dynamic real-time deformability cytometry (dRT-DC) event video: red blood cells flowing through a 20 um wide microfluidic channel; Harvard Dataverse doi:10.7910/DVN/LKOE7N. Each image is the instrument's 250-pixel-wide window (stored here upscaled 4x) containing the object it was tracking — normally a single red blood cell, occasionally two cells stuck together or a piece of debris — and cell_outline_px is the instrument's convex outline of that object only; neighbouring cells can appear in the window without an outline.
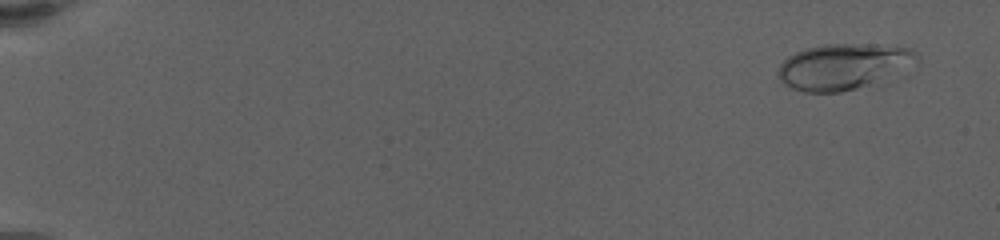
{"species": "human", "species_latin": "Homo sapiens", "temperature_condition": "warm", "stored_images_in_passage": 44, "camera_frame_rate_fps": 3000, "um_per_image_px": 0.085, "donor": {"sex": "female"}, "frame": {"image": 1, "passage_image": 4, "time_ms": 1.0, "image_size_px": [1000, 240], "cell_outline_px": [[920, 60], [856, 88], [840, 92], [804, 92], [792, 88], [784, 84], [776, 76], [776, 72], [780, 64], [788, 56], [796, 52], [808, 48], [828, 44], [864, 44], [912, 48]], "centroid_in_image_um": [71.55, 5.64], "position_along_channel_um": 13.4, "area_um2": 35.89}}
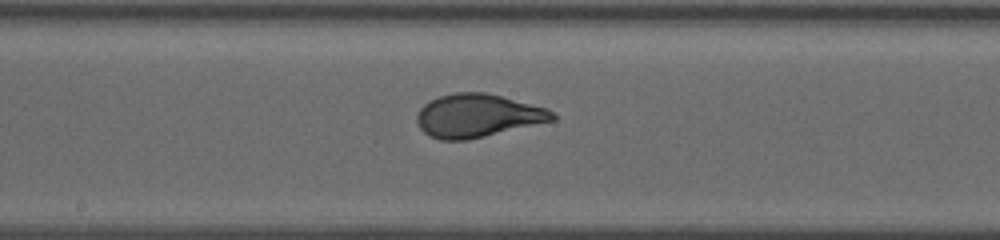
{"frame": {"image": 2, "passage_image": 30, "time_ms": 12.0, "image_size_px": [1000, 240], "cell_outline_px": [[556, 120], [468, 140], [440, 140], [428, 136], [420, 128], [416, 120], [416, 116], [420, 108], [428, 100], [440, 96], [456, 92], [484, 92], [548, 108], [556, 116]], "centroid_in_image_um": [40.57, 9.84], "position_along_channel_um": 207.6, "area_um2": 34.22}}
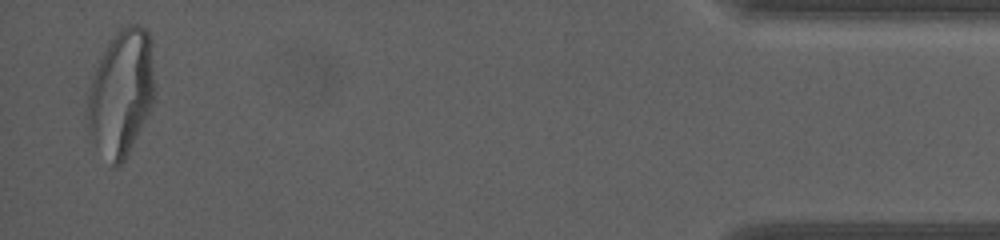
{"frame": {"image": 3, "passage_image": 44, "time_ms": 20.667, "image_size_px": [1000, 240], "cell_outline_px": [[152, 104], [124, 160], [116, 168], [112, 168], [88, 132], [88, 96], [92, 76], [108, 40], [120, 28], [128, 24], [140, 24], [148, 32], [152, 72]], "centroid_in_image_um": [10.25, 7.88], "position_along_channel_um": 424.9, "area_um2": 48.21}, "authors_computed_cell_mechanics": {"area_um2": 33.9864, "velocity_mm_per_s": 3.3183, "shape_relaxation_time_tau1_ms": 4.7567, "shape_relaxation_time_tau2_ms": null, "deformation_change_tau1": 0.2032, "deformation_change_tau2": null}}